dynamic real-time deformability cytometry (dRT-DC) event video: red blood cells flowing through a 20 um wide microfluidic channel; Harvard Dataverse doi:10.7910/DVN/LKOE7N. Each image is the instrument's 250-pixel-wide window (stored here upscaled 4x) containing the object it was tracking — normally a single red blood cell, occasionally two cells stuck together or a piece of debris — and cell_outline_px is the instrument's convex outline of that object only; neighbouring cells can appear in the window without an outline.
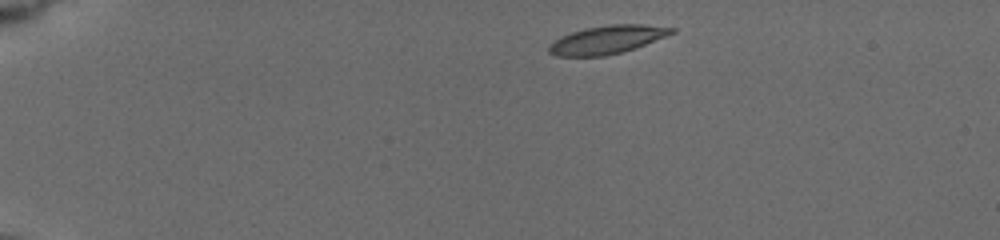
{"species": "common noctule bat (a hibernating species)", "species_latin": "Nyctalus noctula", "temperature_condition": "cold", "stored_images_in_passage": 37, "camera_frame_rate_fps": 3000, "um_per_image_px": 0.085, "animal": {"sex": "female", "body_mass_g": 19.5, "forearm_length_mm": 54.1}, "frame": {"image": 1, "passage_image": 1, "time_ms": 0.0, "image_size_px": [1000, 240], "cell_outline_px": [[676, 32], [644, 44], [620, 52], [604, 56], [556, 56], [548, 52], [548, 44], [560, 36], [584, 28], [608, 24], [640, 24], [676, 28]], "centroid_in_image_um": [51.55, 3.36], "position_along_channel_um": 33.5, "area_um2": 20.06}}
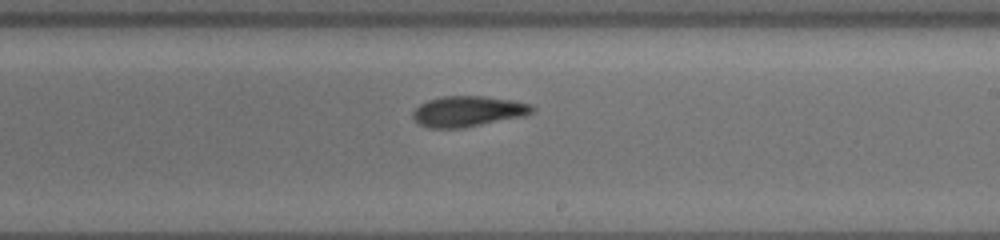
{"frame": {"image": 2, "passage_image": 16, "time_ms": 8.0, "image_size_px": [1000, 240], "cell_outline_px": [[536, 108], [532, 112], [524, 116], [464, 128], [428, 128], [420, 124], [412, 116], [412, 112], [420, 104], [428, 100], [444, 96], [484, 96], [512, 100], [532, 104]], "centroid_in_image_um": [39.8, 9.46], "position_along_channel_um": 249.2, "area_um2": 21.33}}
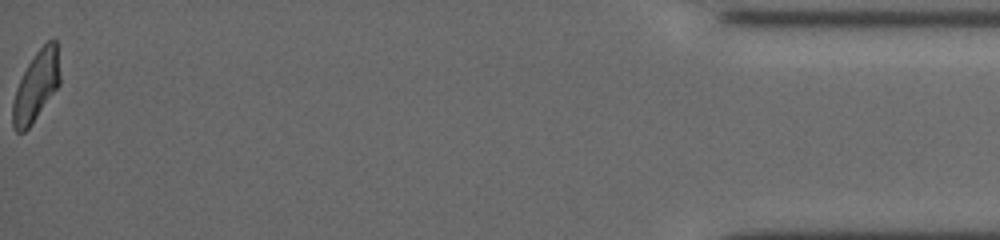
{"frame": {"image": 3, "passage_image": 37, "time_ms": 15.0, "image_size_px": [1000, 240], "cell_outline_px": [[60, 84], [32, 124], [24, 132], [16, 132], [12, 124], [12, 104], [16, 88], [28, 64], [36, 52], [48, 40], [56, 40], [60, 76]], "centroid_in_image_um": [3.06, 7.35], "position_along_channel_um": 432.1, "area_um2": 19.07}, "authors_computed_cell_mechanics": {"area_um2": 20.3456, "velocity_mm_per_s": 3.7472, "shape_relaxation_time_tau1_ms": 4.8335, "shape_relaxation_time_tau2_ms": 3.075, "deformation_change_tau1": 0.1563, "deformation_change_tau2": 0.0908}}